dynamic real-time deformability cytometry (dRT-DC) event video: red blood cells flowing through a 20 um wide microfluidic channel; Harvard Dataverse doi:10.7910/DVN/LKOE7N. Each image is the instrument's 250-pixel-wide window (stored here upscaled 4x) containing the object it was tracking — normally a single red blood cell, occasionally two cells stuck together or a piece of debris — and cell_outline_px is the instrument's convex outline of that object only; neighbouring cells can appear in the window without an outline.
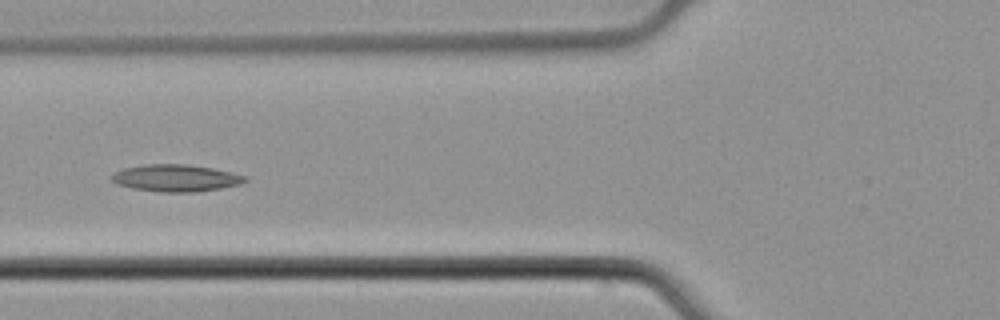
{"species": "common noctule bat (a hibernating species)", "species_latin": "Nyctalus noctula", "temperature_condition": "cold", "stored_images_in_passage": 7, "camera_frame_rate_fps": 3000, "um_per_image_px": 0.085, "animal": {"sex": "male", "body_mass_g": 21.5, "forearm_length_mm": 52.0}, "frame": {"image": 1, "passage_image": 7, "time_ms": 2.0, "image_size_px": [1000, 320], "cell_outline_px": [[248, 180], [240, 184], [220, 188], [196, 192], [160, 192], [132, 188], [116, 184], [108, 176], [124, 168], [144, 164], [184, 164], [212, 168], [232, 172], [248, 176]], "centroid_in_image_um": [14.94, 15.13], "position_along_channel_um": 110.9, "area_um2": 21.1}}